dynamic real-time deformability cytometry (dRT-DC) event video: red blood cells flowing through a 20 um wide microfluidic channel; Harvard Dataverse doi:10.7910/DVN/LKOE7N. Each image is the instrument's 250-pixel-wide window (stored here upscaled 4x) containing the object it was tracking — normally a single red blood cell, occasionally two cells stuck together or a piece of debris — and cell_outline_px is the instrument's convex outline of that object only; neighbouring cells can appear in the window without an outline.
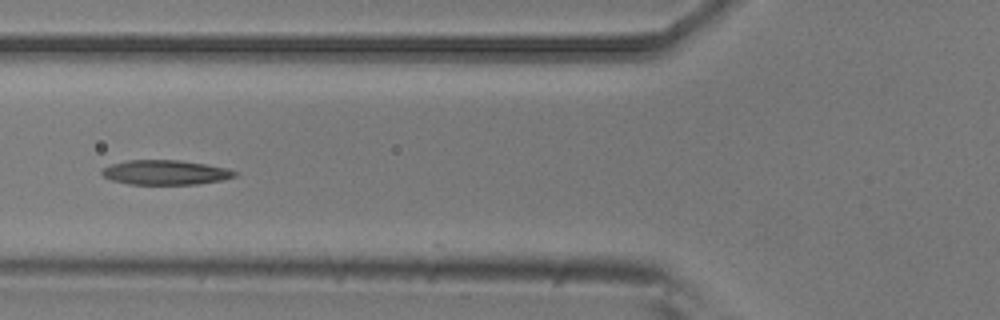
{"species": "common noctule bat (a hibernating species)", "species_latin": "Nyctalus noctula", "temperature_condition": "room temperature", "stored_images_in_passage": 6, "camera_frame_rate_fps": 3000, "um_per_image_px": 0.085, "animal": {"sex": "male", "body_mass_g": 20.5, "forearm_length_mm": 52.5}, "frame": {"image": 1, "passage_image": 6, "time_ms": 1.667, "image_size_px": [1000, 320], "cell_outline_px": [[236, 176], [220, 180], [196, 184], [128, 184], [112, 180], [104, 176], [100, 172], [104, 168], [112, 164], [128, 160], [180, 160], [228, 168], [236, 172]], "centroid_in_image_um": [14.04, 14.65], "position_along_channel_um": 111.8, "area_um2": 18.84}}